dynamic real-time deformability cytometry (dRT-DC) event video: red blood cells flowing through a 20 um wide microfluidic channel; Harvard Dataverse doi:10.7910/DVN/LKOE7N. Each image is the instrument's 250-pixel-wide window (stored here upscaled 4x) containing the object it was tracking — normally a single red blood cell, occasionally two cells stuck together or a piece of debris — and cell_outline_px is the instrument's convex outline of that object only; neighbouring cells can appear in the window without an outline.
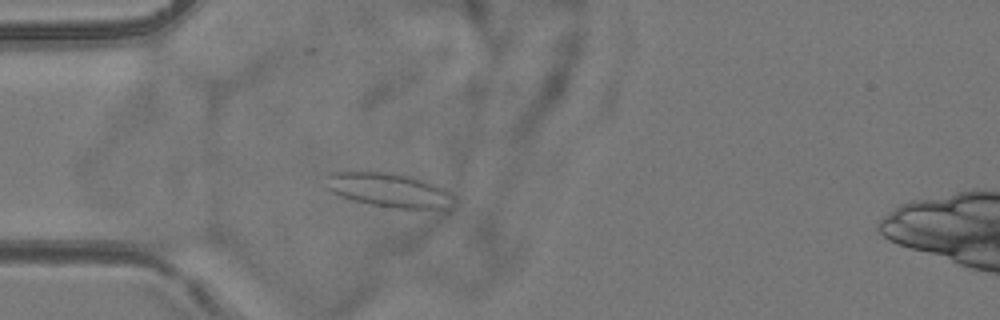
{"species": "common noctule bat (a hibernating species)", "species_latin": "Nyctalus noctula", "temperature_condition": "room temperature", "stored_images_in_passage": 4, "camera_frame_rate_fps": 3000, "um_per_image_px": 0.085, "animal": {"sex": "female", "body_mass_g": 24.6, "forearm_length_mm": 56.2}, "frame": {"image": 1, "passage_image": 4, "time_ms": 3.333, "image_size_px": [1000, 320], "cell_outline_px": [[456, 196], [452, 208], [448, 212], [444, 212], [396, 208], [372, 204], [352, 200], [340, 196], [324, 188], [324, 176], [328, 172], [392, 172], [412, 176], [424, 180], [444, 188]], "centroid_in_image_um": [33.16, 16.19], "position_along_channel_um": 51.8, "area_um2": 26.76}}